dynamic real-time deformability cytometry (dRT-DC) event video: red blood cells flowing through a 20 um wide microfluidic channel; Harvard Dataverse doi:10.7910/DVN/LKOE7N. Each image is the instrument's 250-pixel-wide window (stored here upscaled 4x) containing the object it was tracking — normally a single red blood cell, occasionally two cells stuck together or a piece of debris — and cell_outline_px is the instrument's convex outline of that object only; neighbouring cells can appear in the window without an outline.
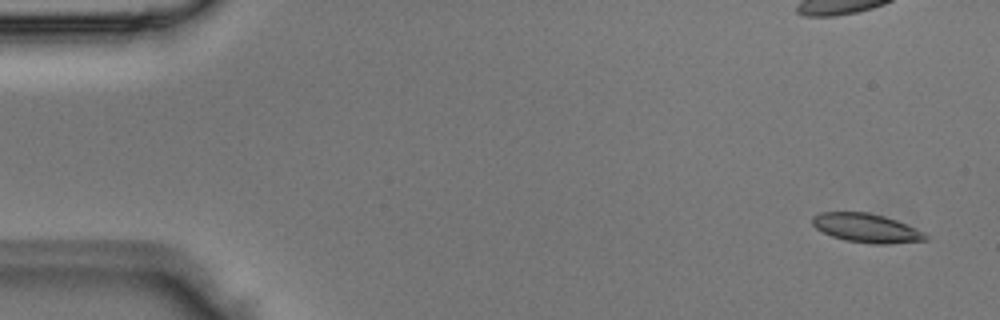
{"species": "Egyptian fruit bat (a non-hibernating species)", "species_latin": "Rousettus aegyptiacus", "temperature_condition": "room temperature", "stored_images_in_passage": 5, "segment_of_instrument_passage": [1, 2], "camera_frame_rate_fps": 3000, "um_per_image_px": 0.085, "animal": {"sex": "male"}, "frame": {"image": 1, "passage_image": 1, "time_ms": 0.0, "image_size_px": [1000, 320], "cell_outline_px": [[928, 240], [884, 244], [872, 244], [844, 240], [832, 236], [816, 228], [812, 224], [812, 216], [820, 212], [868, 212], [884, 216], [896, 220], [924, 232], [928, 236]], "centroid_in_image_um": [73.63, 19.38], "position_along_channel_um": 11.4, "area_um2": 19.02}}